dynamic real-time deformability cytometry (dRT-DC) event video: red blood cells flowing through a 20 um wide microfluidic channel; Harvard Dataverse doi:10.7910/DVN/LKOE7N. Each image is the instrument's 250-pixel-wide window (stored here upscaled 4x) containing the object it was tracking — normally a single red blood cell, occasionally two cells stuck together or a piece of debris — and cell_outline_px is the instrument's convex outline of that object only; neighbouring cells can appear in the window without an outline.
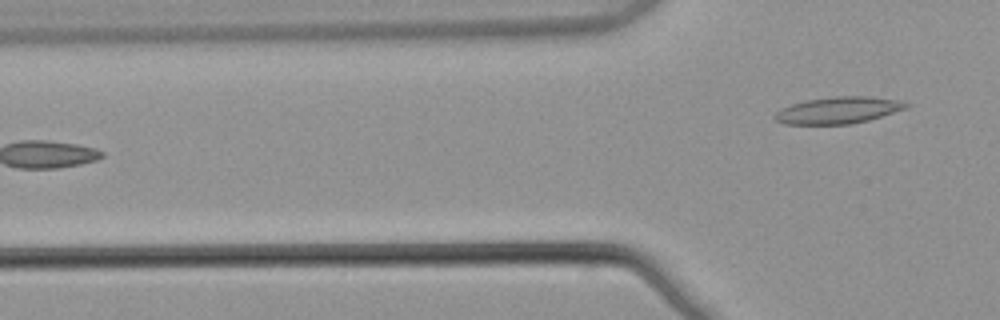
{"species": "common noctule bat (a hibernating species)", "species_latin": "Nyctalus noctula", "temperature_condition": "warm", "stored_images_in_passage": 6, "camera_frame_rate_fps": 3000, "um_per_image_px": 0.085, "animal": {"sex": "male", "body_mass_g": 21.5, "forearm_length_mm": 52.0}, "frame": {"image": 1, "passage_image": 6, "time_ms": 1.667, "image_size_px": [1000, 320], "cell_outline_px": [[908, 104], [904, 108], [868, 120], [848, 124], [784, 124], [776, 120], [772, 116], [780, 108], [792, 104], [808, 100], [832, 96], [864, 96], [896, 100]], "centroid_in_image_um": [71.14, 9.37], "position_along_channel_um": 54.7, "area_um2": 20.0}}